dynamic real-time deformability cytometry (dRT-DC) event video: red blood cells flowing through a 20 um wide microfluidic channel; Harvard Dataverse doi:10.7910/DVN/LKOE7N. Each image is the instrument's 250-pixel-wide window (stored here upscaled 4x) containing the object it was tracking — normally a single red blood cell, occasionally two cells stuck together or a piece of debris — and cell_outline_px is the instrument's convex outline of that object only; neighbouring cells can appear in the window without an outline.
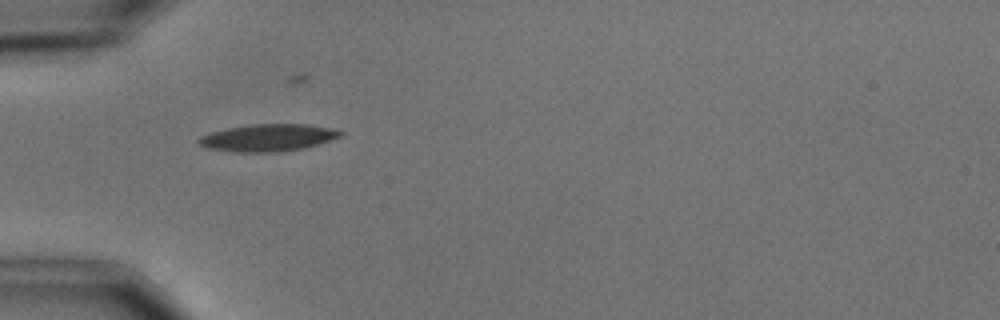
{"species": "common noctule bat (a hibernating species)", "species_latin": "Nyctalus noctula", "temperature_condition": "cold", "stored_images_in_passage": 3, "camera_frame_rate_fps": 3000, "um_per_image_px": 0.085, "animal": {"sex": "male", "body_mass_g": 15.6}, "frame": {"image": 1, "passage_image": 1, "time_ms": 0.0, "image_size_px": [1000, 320], "cell_outline_px": [[344, 136], [304, 148], [276, 152], [236, 152], [208, 148], [200, 144], [196, 140], [200, 136], [208, 132], [228, 128], [252, 124], [304, 124], [328, 128], [344, 132]], "centroid_in_image_um": [22.76, 11.7], "position_along_channel_um": 62.2, "area_um2": 22.37}}
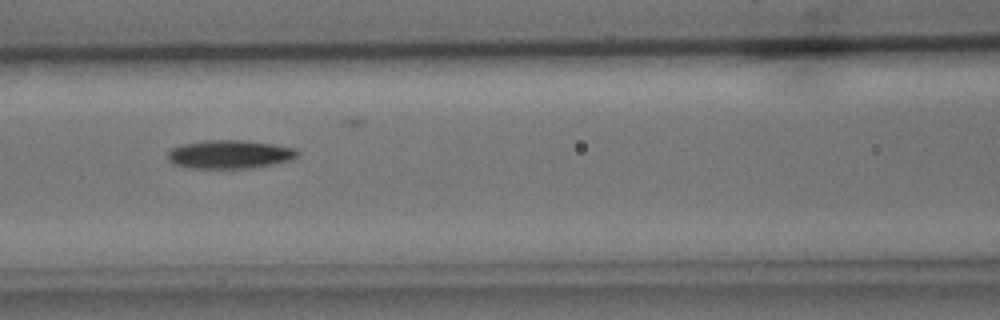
{"frame": {"image": 2, "passage_image": 3, "time_ms": 2.333, "image_size_px": [1000, 320], "cell_outline_px": [[300, 156], [288, 160], [272, 164], [252, 168], [188, 168], [172, 164], [168, 160], [168, 152], [172, 148], [184, 144], [204, 140], [240, 140], [272, 144], [296, 148], [300, 152]], "centroid_in_image_um": [19.52, 13.12], "position_along_channel_um": 147.1, "area_um2": 21.56}}